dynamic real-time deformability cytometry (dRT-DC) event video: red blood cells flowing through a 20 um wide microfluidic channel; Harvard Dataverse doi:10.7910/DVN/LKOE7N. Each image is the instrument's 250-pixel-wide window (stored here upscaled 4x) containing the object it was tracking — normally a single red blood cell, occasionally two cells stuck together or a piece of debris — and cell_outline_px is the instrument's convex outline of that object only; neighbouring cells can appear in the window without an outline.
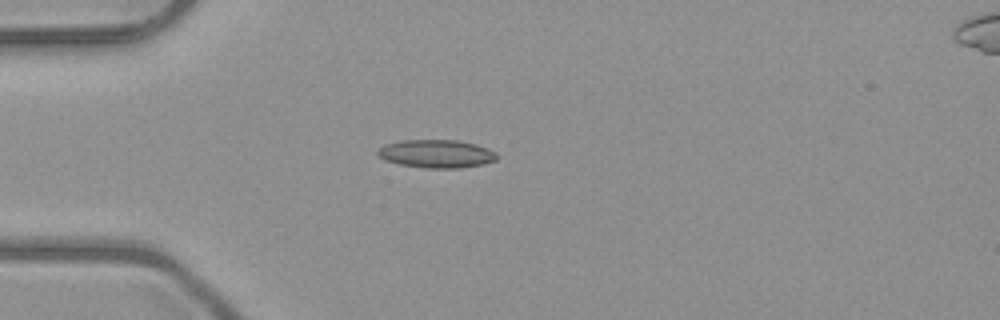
{"species": "common noctule bat (a hibernating species)", "species_latin": "Nyctalus noctula", "temperature_condition": "room temperature", "stored_images_in_passage": 47, "camera_frame_rate_fps": 3000, "um_per_image_px": 0.085, "animal": {"sex": "male", "body_mass_g": 23.1, "forearm_length_mm": 52.7}, "frame": {"image": 1, "passage_image": 10, "time_ms": 3.0, "image_size_px": [1000, 320], "cell_outline_px": [[496, 160], [484, 164], [460, 168], [424, 168], [400, 164], [384, 160], [376, 152], [384, 144], [400, 140], [456, 140], [476, 144], [488, 148], [496, 152]], "centroid_in_image_um": [37.1, 13.07], "position_along_channel_um": 47.9, "area_um2": 19.59}}
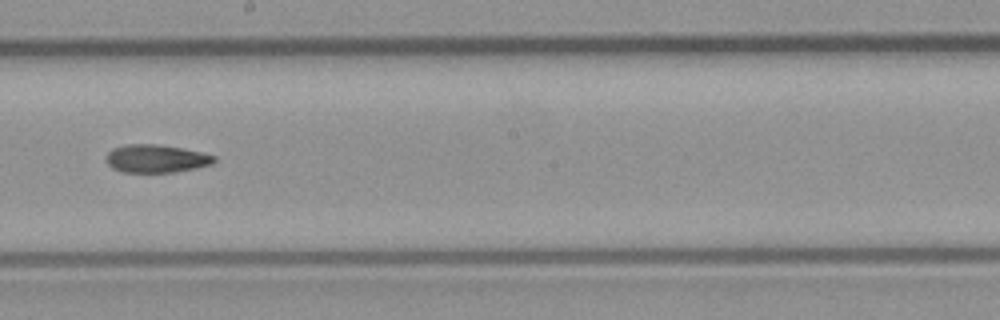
{"frame": {"image": 2, "passage_image": 25, "time_ms": 8.0, "image_size_px": [1000, 320], "cell_outline_px": [[216, 160], [212, 164], [196, 168], [172, 172], [120, 172], [112, 168], [108, 164], [108, 152], [112, 148], [128, 144], [156, 144], [184, 148], [216, 156]], "centroid_in_image_um": [13.28, 13.48], "position_along_channel_um": 234.9, "area_um2": 17.57}}
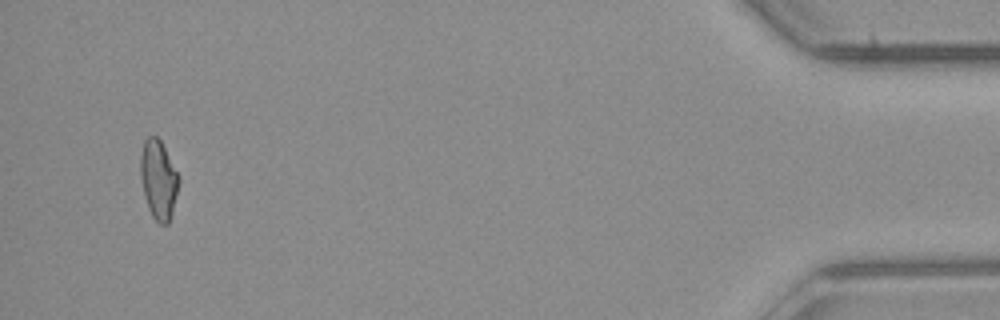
{"frame": {"image": 3, "passage_image": 45, "time_ms": 14.667, "image_size_px": [1000, 320], "cell_outline_px": [[180, 180], [172, 212], [168, 224], [160, 224], [152, 216], [148, 208], [140, 176], [140, 156], [144, 140], [148, 136], [156, 136], [160, 140], [180, 176]], "centroid_in_image_um": [13.47, 15.25], "position_along_channel_um": 421.7, "area_um2": 17.57}, "authors_computed_cell_mechanics": {"area_um2": 17.918, "velocity_mm_per_s": 4.042, "shape_relaxation_time_tau1_ms": 8.9745, "shape_relaxation_time_tau2_ms": 8.0618, "deformation_change_tau1": 0.1821, "deformation_change_tau2": 0.1701}}